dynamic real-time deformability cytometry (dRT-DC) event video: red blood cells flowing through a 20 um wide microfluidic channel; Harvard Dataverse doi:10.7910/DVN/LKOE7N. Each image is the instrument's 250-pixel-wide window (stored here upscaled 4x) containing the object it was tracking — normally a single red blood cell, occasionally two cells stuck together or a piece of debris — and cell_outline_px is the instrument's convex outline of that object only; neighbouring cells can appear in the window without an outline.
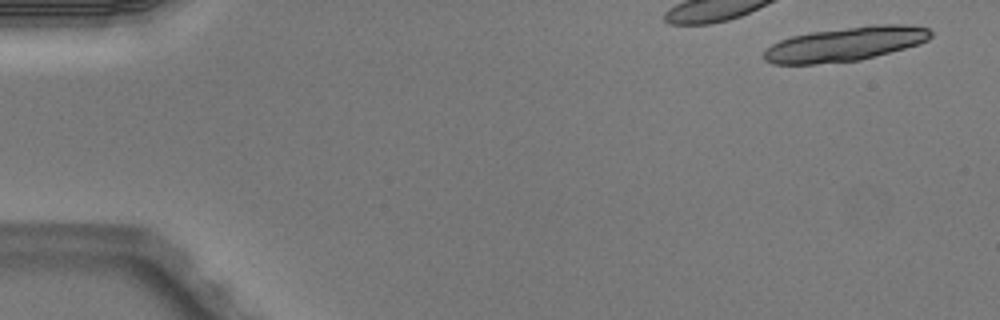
{"species": "Egyptian fruit bat (a non-hibernating species)", "species_latin": "Rousettus aegyptiacus", "temperature_condition": "warm", "stored_images_in_passage": 7, "camera_frame_rate_fps": 3000, "um_per_image_px": 0.085, "animal": {"sex": "male"}, "frame": {"image": 1, "passage_image": 1, "time_ms": 0.0, "image_size_px": [1000, 320], "cell_outline_px": [[932, 36], [928, 40], [904, 48], [860, 60], [816, 64], [772, 64], [764, 60], [764, 52], [772, 44], [780, 40], [792, 36], [808, 32], [876, 24], [904, 24], [928, 28], [932, 32]], "centroid_in_image_um": [71.83, 3.74], "position_along_channel_um": 13.2, "area_um2": 33.12}}
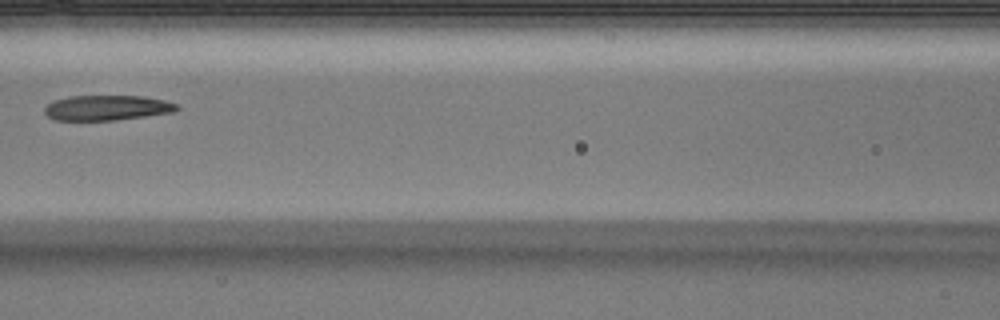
{"frame": {"image": 2, "passage_image": 6, "time_ms": 1.667, "image_size_px": [1000, 320], "cell_outline_px": [[180, 108], [172, 112], [116, 120], [56, 120], [48, 116], [44, 112], [44, 108], [48, 104], [56, 100], [68, 96], [144, 96], [164, 100], [176, 104]], "centroid_in_image_um": [9.08, 9.16], "position_along_channel_um": 157.5, "area_um2": 19.19}}
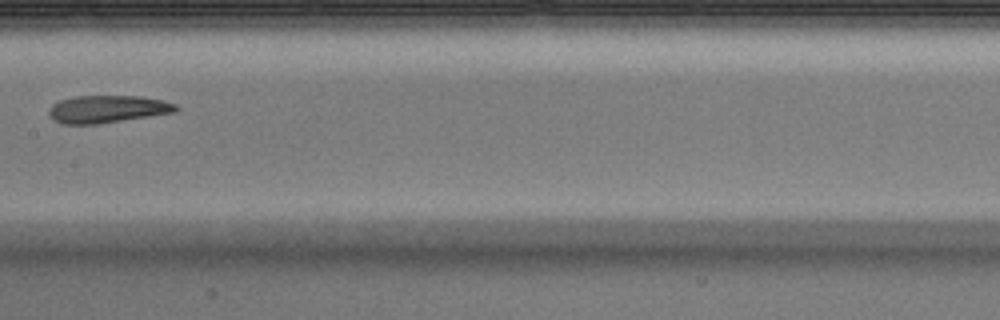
{"frame": {"image": 3, "passage_image": 7, "time_ms": 2.0, "image_size_px": [1000, 320], "cell_outline_px": [[180, 108], [176, 112], [96, 124], [60, 124], [52, 120], [48, 116], [48, 112], [52, 104], [60, 100], [76, 96], [140, 96], [164, 100], [176, 104]], "centroid_in_image_um": [9.11, 9.27], "position_along_channel_um": 198.3, "area_um2": 20.46}}